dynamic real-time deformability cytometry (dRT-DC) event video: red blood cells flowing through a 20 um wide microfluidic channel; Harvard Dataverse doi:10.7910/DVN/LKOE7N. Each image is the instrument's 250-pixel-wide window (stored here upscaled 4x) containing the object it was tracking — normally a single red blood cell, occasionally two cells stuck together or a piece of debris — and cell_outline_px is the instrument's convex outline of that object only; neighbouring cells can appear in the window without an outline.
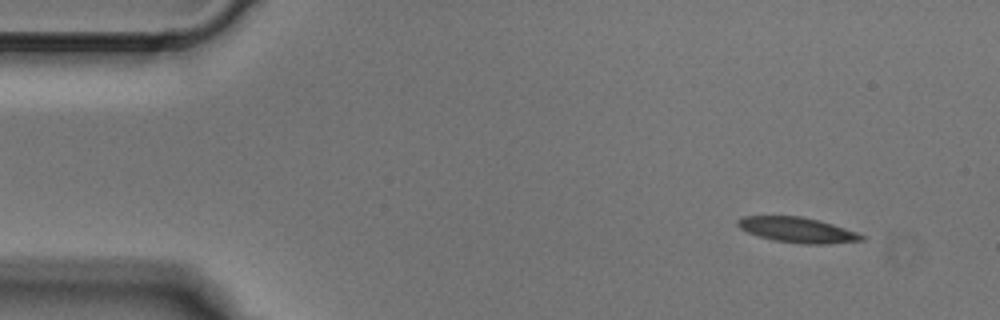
{"species": "Egyptian fruit bat (a non-hibernating species)", "species_latin": "Rousettus aegyptiacus", "temperature_condition": "cold", "stored_images_in_passage": 5, "camera_frame_rate_fps": 3000, "um_per_image_px": 0.085, "animal": {"sex": "male"}, "frame": {"image": 1, "passage_image": 1, "time_ms": 0.0, "image_size_px": [1000, 320], "cell_outline_px": [[868, 236], [864, 240], [828, 244], [804, 244], [772, 240], [748, 232], [740, 228], [736, 224], [736, 220], [744, 216], [800, 216], [820, 220]], "centroid_in_image_um": [67.8, 19.54], "position_along_channel_um": 17.2, "area_um2": 18.26}}
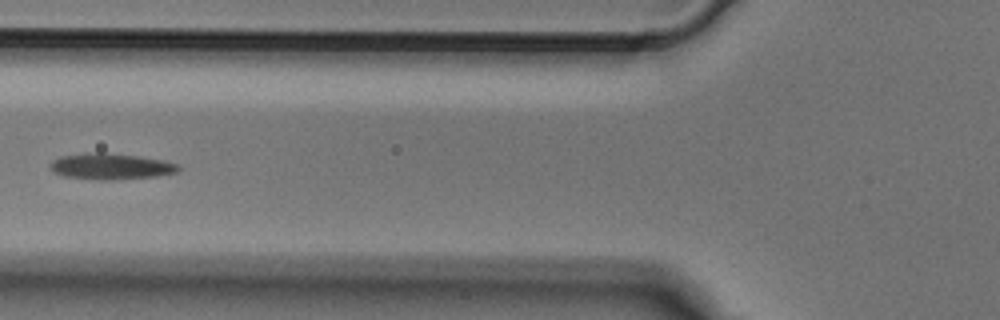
{"frame": {"image": 2, "passage_image": 5, "time_ms": 1.333, "image_size_px": [1000, 320], "cell_outline_px": [[180, 168], [176, 172], [156, 176], [116, 180], [96, 180], [64, 176], [52, 172], [48, 168], [48, 164], [52, 160], [60, 156], [96, 152], [104, 152], [140, 156], [164, 160], [180, 164]], "centroid_in_image_um": [9.39, 14.14], "position_along_channel_um": 116.4, "area_um2": 19.83}}